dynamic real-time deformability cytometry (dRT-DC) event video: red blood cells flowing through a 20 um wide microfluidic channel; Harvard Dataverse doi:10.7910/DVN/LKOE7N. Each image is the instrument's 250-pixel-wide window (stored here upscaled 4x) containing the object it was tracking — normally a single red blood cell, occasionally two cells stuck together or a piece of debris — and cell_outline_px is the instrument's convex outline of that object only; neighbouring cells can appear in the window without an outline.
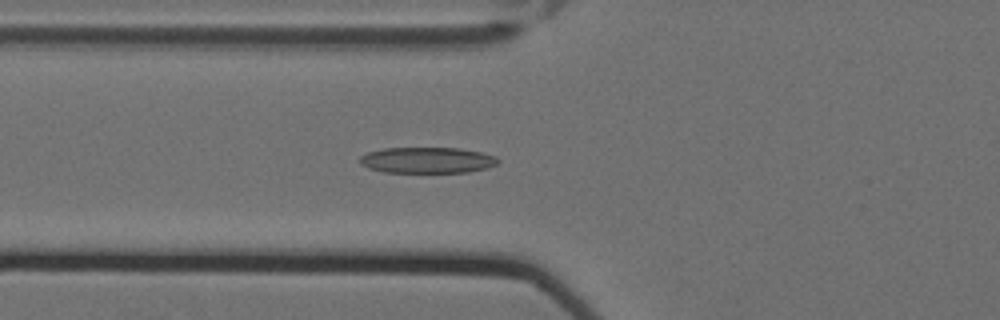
{"species": "Egyptian fruit bat (a non-hibernating species)", "species_latin": "Rousettus aegyptiacus", "temperature_condition": "cold", "stored_images_in_passage": 21, "camera_frame_rate_fps": 3000, "um_per_image_px": 0.085, "animal": {"sex": "female"}, "frame": {"image": 1, "passage_image": 2, "time_ms": 0.333, "image_size_px": [1000, 320], "cell_outline_px": [[500, 160], [496, 164], [488, 168], [468, 172], [384, 172], [368, 168], [360, 164], [360, 156], [368, 152], [384, 148], [460, 148], [480, 152], [496, 156]], "centroid_in_image_um": [36.32, 13.61], "position_along_channel_um": 89.5, "area_um2": 20.92}}
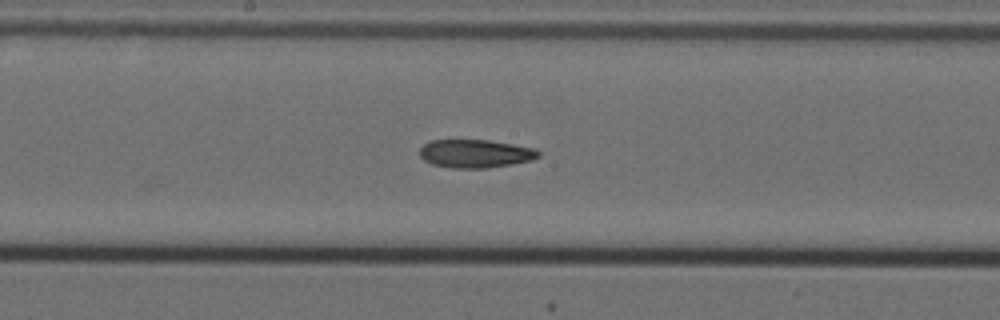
{"frame": {"image": 2, "passage_image": 12, "time_ms": 3.667, "image_size_px": [1000, 320], "cell_outline_px": [[540, 156], [532, 160], [512, 164], [488, 168], [452, 168], [432, 164], [424, 160], [420, 156], [420, 148], [424, 144], [432, 140], [488, 140], [536, 148], [540, 152]], "centroid_in_image_um": [40.42, 13.06], "position_along_channel_um": 207.8, "area_um2": 19.59}}
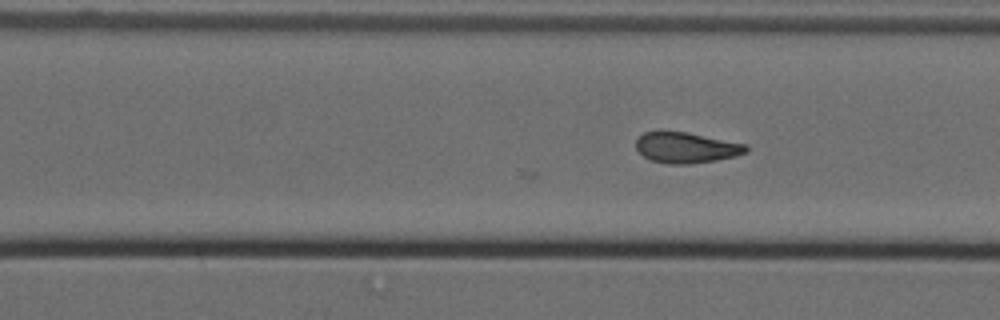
{"frame": {"image": 3, "passage_image": 21, "time_ms": 6.667, "image_size_px": [1000, 320], "cell_outline_px": [[748, 152], [736, 156], [716, 160], [688, 164], [668, 164], [652, 160], [644, 156], [636, 148], [636, 140], [644, 132], [660, 128], [684, 132], [748, 144]], "centroid_in_image_um": [58.31, 12.52], "position_along_channel_um": 312.3, "area_um2": 20.06}}